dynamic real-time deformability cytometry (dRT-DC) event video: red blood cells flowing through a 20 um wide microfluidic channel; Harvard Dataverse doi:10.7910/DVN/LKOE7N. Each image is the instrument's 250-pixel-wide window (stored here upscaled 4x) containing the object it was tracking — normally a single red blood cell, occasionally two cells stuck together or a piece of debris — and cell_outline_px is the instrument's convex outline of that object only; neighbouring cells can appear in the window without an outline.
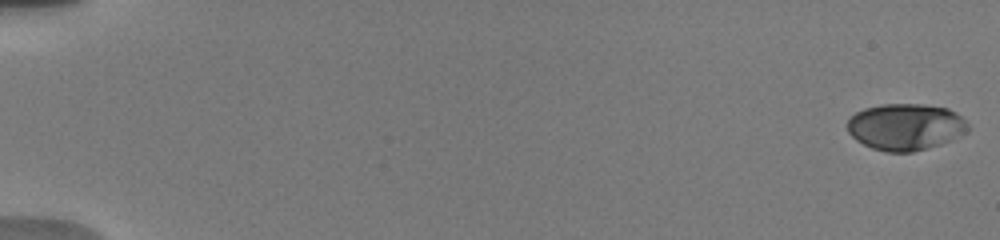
{"species": "human", "species_latin": "Homo sapiens", "temperature_condition": "warm", "stored_images_in_passage": 34, "camera_frame_rate_fps": 3000, "um_per_image_px": 0.085, "donor": {"sex": "male"}, "frame": {"image": 1, "passage_image": 1, "time_ms": 0.0, "image_size_px": [1000, 240], "cell_outline_px": [[968, 132], [940, 144], [912, 152], [888, 152], [872, 148], [856, 140], [848, 132], [848, 120], [856, 112], [864, 108], [884, 104], [924, 104], [948, 108], [956, 112], [968, 124]], "centroid_in_image_um": [76.97, 10.77], "position_along_channel_um": 8.0, "area_um2": 32.66}}
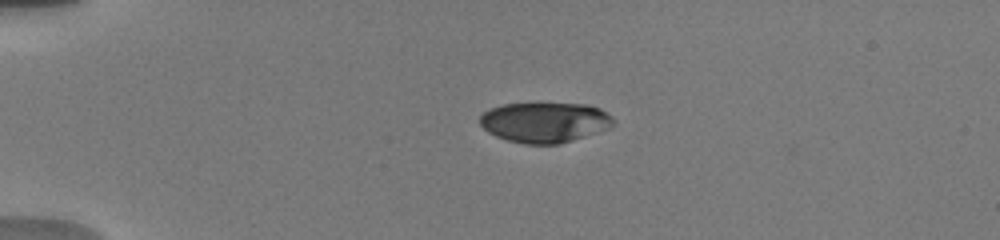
{"frame": {"image": 2, "passage_image": 22, "time_ms": 4.333, "image_size_px": [1000, 240], "cell_outline_px": [[616, 124], [612, 128], [560, 144], [524, 144], [508, 140], [496, 136], [488, 132], [480, 124], [480, 116], [484, 112], [492, 108], [504, 104], [588, 104], [600, 108], [608, 112], [616, 120]], "centroid_in_image_um": [46.38, 10.4], "position_along_channel_um": 38.6, "area_um2": 31.5}}